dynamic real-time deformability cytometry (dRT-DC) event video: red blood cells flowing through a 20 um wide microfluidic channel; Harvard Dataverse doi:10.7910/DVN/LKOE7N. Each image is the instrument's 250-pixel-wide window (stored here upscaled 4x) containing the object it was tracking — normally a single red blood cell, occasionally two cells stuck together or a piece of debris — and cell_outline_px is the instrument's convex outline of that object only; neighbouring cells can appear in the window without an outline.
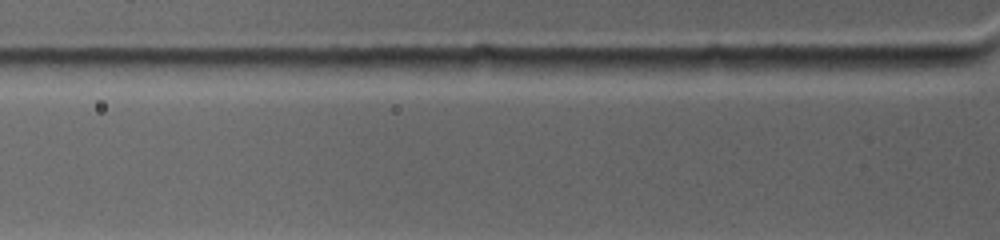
{"species": "common noctule bat (a hibernating species)", "species_latin": "Nyctalus noctula", "temperature_condition": "warm", "stored_images_in_passage": 2, "segment_of_instrument_passage": [2, 2], "camera_frame_rate_fps": 4500, "um_per_image_px": 0.085, "animal": {"sex": "female", "body_mass_g": 19.0, "forearm_length_mm": 53.3}, "frame": {"image": 1, "passage_image": 2, "time_ms": 0.222, "image_size_px": [1000, 240], "cell_outline_px": [[980, 60], [972, 64], [944, 68], [884, 76], [828, 68], [844, 56], [960, 56]], "centroid_in_image_um": [76.37, 5.44], "position_along_channel_um": 49.4, "area_um2": 14.8}}